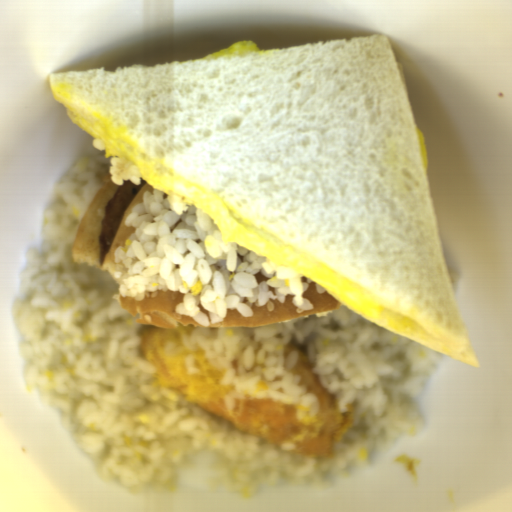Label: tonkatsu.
<instances>
[{"mask_svg": "<svg viewBox=\"0 0 512 512\" xmlns=\"http://www.w3.org/2000/svg\"><path fill=\"white\" fill-rule=\"evenodd\" d=\"M194 326L148 327L141 331L140 358L152 365L157 382L182 394L204 410L222 418L245 433L289 453L315 459L329 456L351 428L355 404L346 410L340 398L325 390L309 360L307 345L294 340L284 347L285 359L297 352L291 373L299 374V386L317 396L319 409L314 418L297 419L294 403L269 398L236 399L227 410L225 399L236 387L223 383L224 368L214 367L202 349H187L185 338Z\"/></svg>", "mask_w": 512, "mask_h": 512, "instance_id": "d4beea91", "label": "tonkatsu"}]
</instances>
